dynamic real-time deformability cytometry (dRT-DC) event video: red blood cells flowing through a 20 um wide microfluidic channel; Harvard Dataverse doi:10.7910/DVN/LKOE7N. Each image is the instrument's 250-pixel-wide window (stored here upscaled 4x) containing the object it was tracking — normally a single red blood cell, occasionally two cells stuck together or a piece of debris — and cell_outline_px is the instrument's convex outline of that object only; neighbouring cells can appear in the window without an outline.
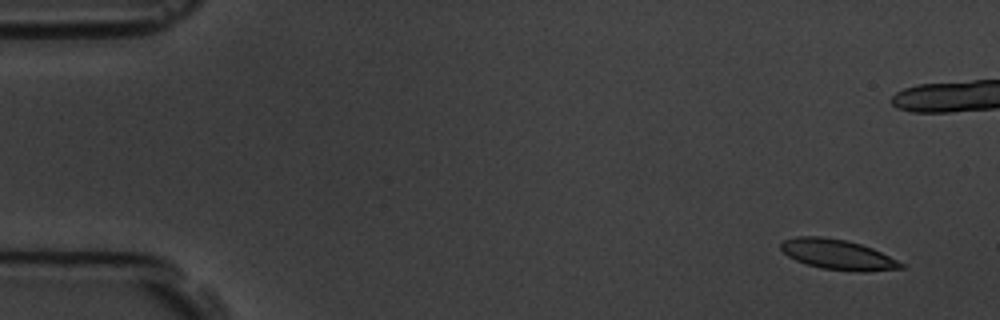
{"species": "common noctule bat (a hibernating species)", "species_latin": "Nyctalus noctula", "temperature_condition": "room temperature", "stored_images_in_passage": 6, "camera_frame_rate_fps": 3000, "um_per_image_px": 0.085, "animal": {"sex": "male", "body_mass_g": 19.5, "forearm_length_mm": 54.6}, "frame": {"image": 1, "passage_image": 1, "time_ms": 0.0, "image_size_px": [1000, 320], "cell_outline_px": [[904, 268], [864, 272], [856, 272], [820, 268], [796, 260], [788, 256], [780, 248], [780, 244], [784, 240], [796, 236], [820, 236], [844, 240], [860, 244], [872, 248], [904, 264]], "centroid_in_image_um": [71.19, 21.64], "position_along_channel_um": 13.8, "area_um2": 20.92}}